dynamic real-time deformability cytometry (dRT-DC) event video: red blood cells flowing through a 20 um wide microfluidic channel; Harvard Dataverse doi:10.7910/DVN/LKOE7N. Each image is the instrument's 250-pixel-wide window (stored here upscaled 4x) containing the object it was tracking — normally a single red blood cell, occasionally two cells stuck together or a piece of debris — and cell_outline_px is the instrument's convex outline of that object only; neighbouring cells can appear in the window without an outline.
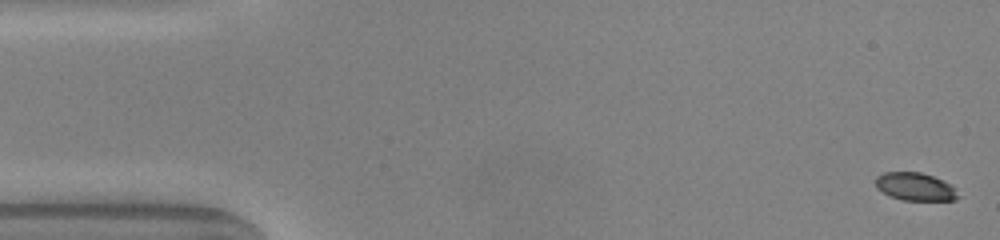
{"species": "common noctule bat (a hibernating species)", "species_latin": "Nyctalus noctula", "temperature_condition": "warm", "stored_images_in_passage": 50, "camera_frame_rate_fps": 3000, "um_per_image_px": 0.085, "animal": {"sex": "male", "body_mass_g": 20.0, "forearm_length_mm": 53.3}, "frame": {"image": 1, "passage_image": 1, "time_ms": 0.0, "image_size_px": [1000, 240], "cell_outline_px": [[960, 196], [956, 200], [904, 200], [888, 196], [876, 188], [876, 176], [884, 172], [920, 172], [932, 176], [952, 184]], "centroid_in_image_um": [77.79, 15.87], "position_along_channel_um": 7.2, "area_um2": 13.53}}
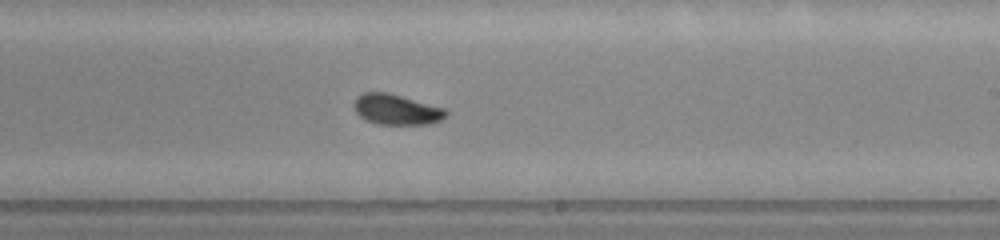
{"frame": {"image": 2, "passage_image": 29, "time_ms": 9.333, "image_size_px": [1000, 240], "cell_outline_px": [[448, 112], [440, 120], [424, 124], [376, 124], [360, 116], [356, 112], [356, 96], [364, 92], [388, 92], [444, 108]], "centroid_in_image_um": [33.69, 9.3], "position_along_channel_um": 255.3, "area_um2": 15.95}}
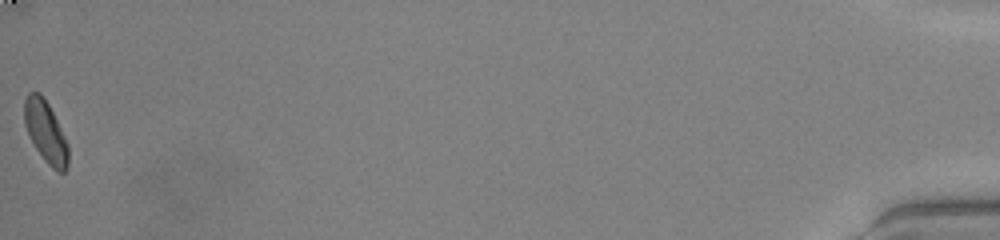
{"frame": {"image": 3, "passage_image": 50, "time_ms": 16.333, "image_size_px": [1000, 240], "cell_outline_px": [[68, 164], [64, 172], [60, 172], [52, 168], [48, 164], [36, 148], [28, 136], [24, 124], [24, 100], [28, 92], [40, 92], [48, 104], [68, 144]], "centroid_in_image_um": [3.85, 11.19], "position_along_channel_um": 431.3, "area_um2": 15.61}, "authors_computed_cell_mechanics": {"area_um2": 15.7794, "velocity_mm_per_s": 4.0358, "shape_relaxation_time_tau1_ms": 2.5565, "shape_relaxation_time_tau2_ms": 1.0835, "deformation_change_tau1": 0.1114, "deformation_change_tau2": 0.0527}}